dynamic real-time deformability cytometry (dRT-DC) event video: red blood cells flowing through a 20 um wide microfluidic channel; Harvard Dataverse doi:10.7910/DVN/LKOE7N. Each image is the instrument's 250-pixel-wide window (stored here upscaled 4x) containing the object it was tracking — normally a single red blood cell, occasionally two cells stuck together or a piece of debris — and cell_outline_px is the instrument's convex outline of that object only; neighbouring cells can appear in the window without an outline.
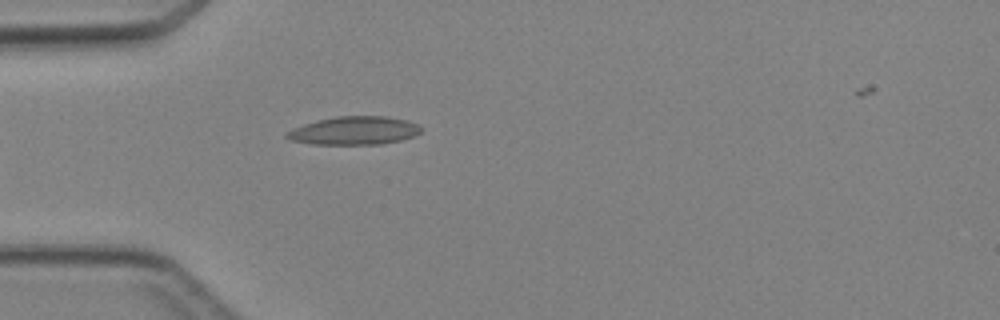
{"species": "Egyptian fruit bat (a non-hibernating species)", "species_latin": "Rousettus aegyptiacus", "temperature_condition": "cold", "stored_images_in_passage": 4, "camera_frame_rate_fps": 3000, "um_per_image_px": 0.085, "animal": {"sex": "female"}, "frame": {"image": 1, "passage_image": 4, "time_ms": 4.333, "image_size_px": [1000, 320], "cell_outline_px": [[424, 128], [416, 136], [400, 140], [380, 144], [312, 144], [288, 140], [284, 136], [284, 132], [292, 128], [316, 120], [336, 116], [388, 116], [408, 120]], "centroid_in_image_um": [30.09, 11.1], "position_along_channel_um": 54.9, "area_um2": 22.43}}